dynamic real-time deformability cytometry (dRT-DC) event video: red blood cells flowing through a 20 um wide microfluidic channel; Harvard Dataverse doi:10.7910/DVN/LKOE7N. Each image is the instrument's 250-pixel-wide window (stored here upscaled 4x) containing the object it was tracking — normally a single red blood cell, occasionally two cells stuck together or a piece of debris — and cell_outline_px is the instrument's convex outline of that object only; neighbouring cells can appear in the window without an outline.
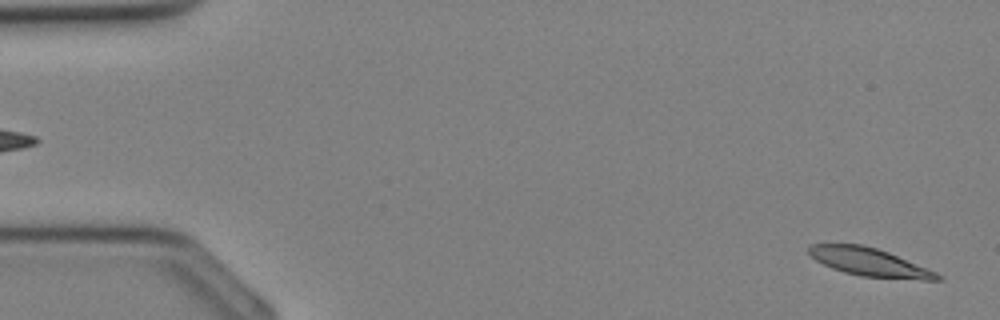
{"species": "Egyptian fruit bat (a non-hibernating species)", "species_latin": "Rousettus aegyptiacus", "temperature_condition": "cold", "stored_images_in_passage": 35, "camera_frame_rate_fps": 3000, "um_per_image_px": 0.085, "animal": {"sex": "female"}, "frame": {"image": 1, "passage_image": 1, "time_ms": 0.0, "image_size_px": [1000, 320], "cell_outline_px": [[944, 280], [920, 280], [860, 276], [844, 272], [832, 268], [816, 260], [808, 252], [808, 248], [812, 244], [860, 244], [876, 248], [888, 252], [936, 272]], "centroid_in_image_um": [73.9, 22.29], "position_along_channel_um": 11.1, "area_um2": 20.81}}
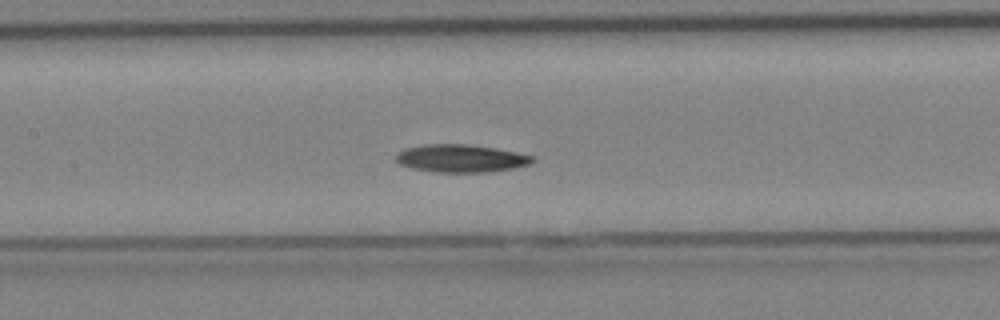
{"frame": {"image": 2, "passage_image": 16, "time_ms": 5.0, "image_size_px": [1000, 320], "cell_outline_px": [[536, 160], [528, 164], [512, 168], [484, 172], [436, 172], [412, 168], [400, 164], [396, 160], [396, 156], [404, 148], [424, 144], [464, 144], [496, 148], [516, 152], [532, 156]], "centroid_in_image_um": [39.15, 13.45], "position_along_channel_um": 168.2, "area_um2": 21.85}}
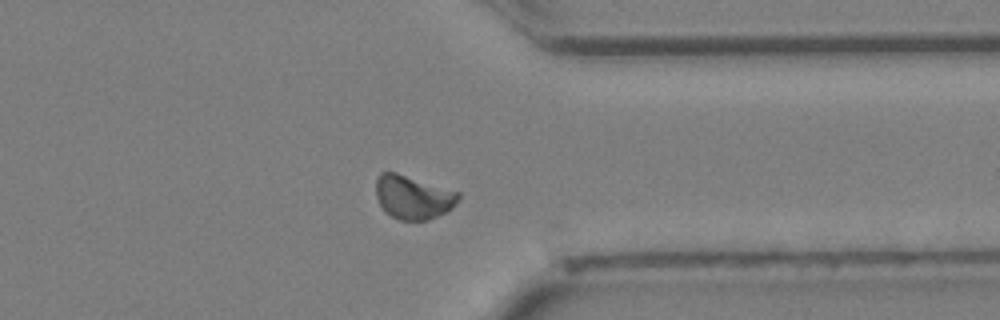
{"frame": {"image": 3, "passage_image": 27, "time_ms": 8.667, "image_size_px": [1000, 320], "cell_outline_px": [[460, 196], [456, 204], [448, 212], [428, 220], [400, 220], [392, 216], [380, 204], [376, 196], [376, 180], [380, 172], [396, 172], [460, 192]], "centroid_in_image_um": [35.14, 16.75], "position_along_channel_um": 376.3, "area_um2": 20.98}}